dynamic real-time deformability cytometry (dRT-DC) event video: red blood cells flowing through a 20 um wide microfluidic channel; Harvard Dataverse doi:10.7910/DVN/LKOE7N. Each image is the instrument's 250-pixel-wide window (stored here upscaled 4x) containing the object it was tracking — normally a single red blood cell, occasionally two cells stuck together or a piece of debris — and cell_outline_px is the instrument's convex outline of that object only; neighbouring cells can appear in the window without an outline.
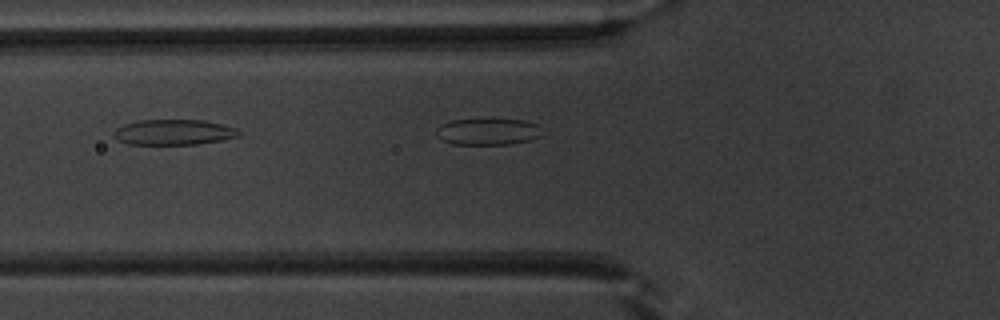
{"species": "common noctule bat (a hibernating species)", "species_latin": "Nyctalus noctula", "temperature_condition": "warm", "stored_images_in_passage": 16, "camera_frame_rate_fps": 3000, "um_per_image_px": 0.085, "animal": {"sex": "male", "body_mass_g": 20.1, "forearm_length_mm": 53.5}, "frame": {"image": 1, "passage_image": 16, "time_ms": 5.0, "image_size_px": [1000, 320], "cell_outline_px": [[548, 132], [544, 136], [528, 140], [508, 144], [452, 144], [440, 140], [436, 136], [436, 128], [440, 124], [452, 120], [524, 120], [548, 128]], "centroid_in_image_um": [41.55, 11.2], "position_along_channel_um": 84.2, "area_um2": 16.76}}